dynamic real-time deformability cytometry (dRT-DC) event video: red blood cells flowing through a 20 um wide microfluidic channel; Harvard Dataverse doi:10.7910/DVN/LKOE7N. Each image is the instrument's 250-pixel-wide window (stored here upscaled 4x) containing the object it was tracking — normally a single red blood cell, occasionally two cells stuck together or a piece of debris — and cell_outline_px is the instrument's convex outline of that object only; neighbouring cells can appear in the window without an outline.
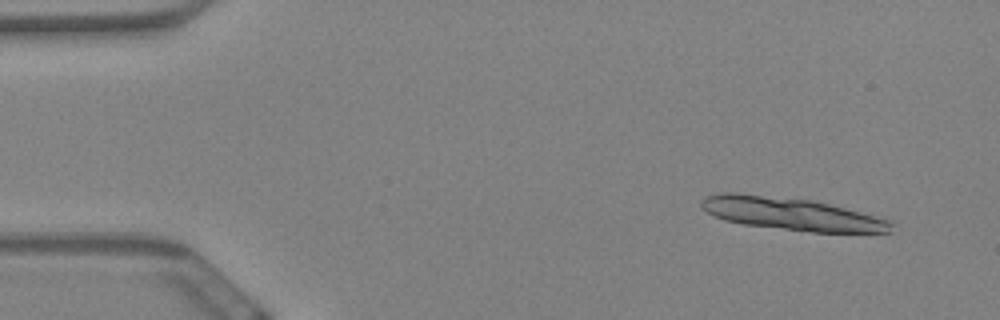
{"species": "Egyptian fruit bat (a non-hibernating species)", "species_latin": "Rousettus aegyptiacus", "temperature_condition": "warm", "stored_images_in_passage": 13, "camera_frame_rate_fps": 3000, "um_per_image_px": 0.085, "animal": {"sex": "female"}, "frame": {"image": 1, "passage_image": 2, "time_ms": 0.333, "image_size_px": [1000, 320], "cell_outline_px": [[892, 224], [888, 232], [812, 232], [744, 224], [724, 220], [700, 208], [700, 204], [704, 196], [724, 192], [736, 192], [812, 200], [884, 216], [892, 220]], "centroid_in_image_um": [67.31, 18.16], "position_along_channel_um": 17.7, "area_um2": 36.3}}